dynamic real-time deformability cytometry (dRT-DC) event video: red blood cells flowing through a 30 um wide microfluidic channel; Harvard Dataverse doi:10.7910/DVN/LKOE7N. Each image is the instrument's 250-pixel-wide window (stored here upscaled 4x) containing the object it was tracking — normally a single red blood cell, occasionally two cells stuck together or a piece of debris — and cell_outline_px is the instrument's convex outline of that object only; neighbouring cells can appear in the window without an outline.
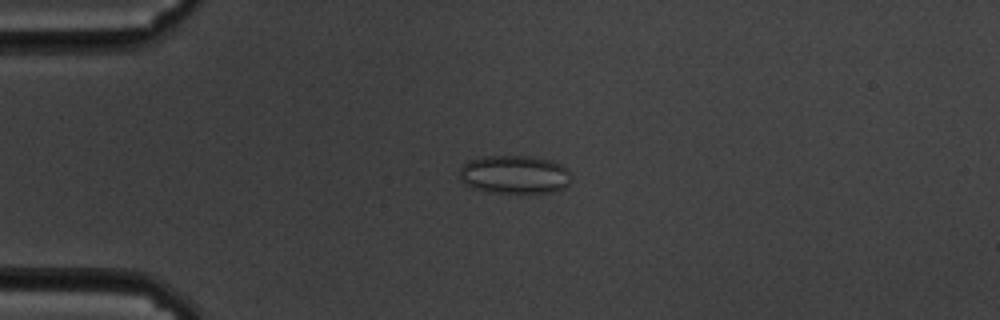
{"species": "common noctule bat (a hibernating species)", "species_latin": "Nyctalus noctula", "temperature_condition": "cold", "stored_images_in_passage": 59, "camera_frame_rate_fps": 3000, "um_per_image_px": 0.085, "animal": {"sex": "male", "body_mass_g": 19.5, "forearm_length_mm": 54.6}, "frame": {"image": 1, "passage_image": 14, "time_ms": 4.333, "image_size_px": [1000, 320], "cell_outline_px": [[572, 176], [568, 184], [564, 188], [552, 192], [488, 192], [472, 188], [464, 184], [460, 180], [460, 168], [468, 160], [484, 156], [532, 156], [552, 160], [560, 164]], "centroid_in_image_um": [43.71, 14.83], "position_along_channel_um": 41.3, "area_um2": 25.03}}
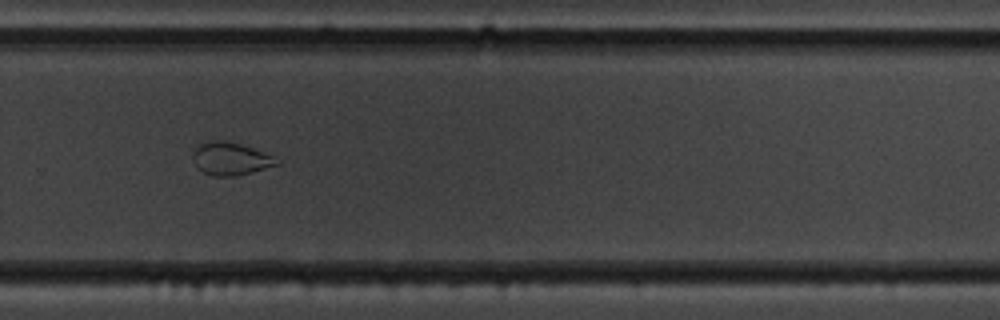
{"frame": {"image": 2, "passage_image": 40, "time_ms": 13.0, "image_size_px": [1000, 320], "cell_outline_px": [[280, 164], [236, 176], [212, 176], [196, 168], [192, 160], [192, 152], [200, 144], [212, 140], [224, 140], [240, 144], [276, 156], [280, 160]], "centroid_in_image_um": [19.59, 13.49], "position_along_channel_um": 310.2, "area_um2": 16.18}}
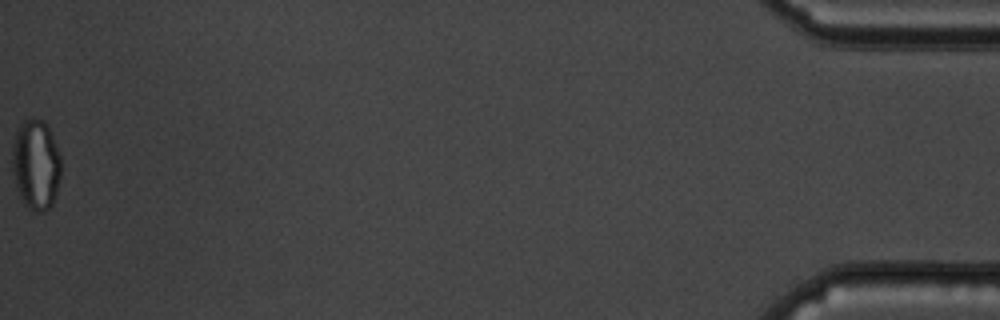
{"frame": {"image": 3, "passage_image": 59, "time_ms": 19.333, "image_size_px": [1000, 320], "cell_outline_px": [[60, 176], [56, 192], [52, 204], [44, 212], [36, 212], [24, 204], [20, 196], [12, 172], [12, 144], [16, 132], [28, 120], [44, 120], [52, 136], [60, 156]], "centroid_in_image_um": [3.04, 14.04], "position_along_channel_um": 432.2, "area_um2": 25.14}, "authors_computed_cell_mechanics": {"area_um2": 22.1952, "velocity_mm_per_s": 3.4197, "shape_relaxation_time_tau1_ms": null, "shape_relaxation_time_tau2_ms": 1.3068, "deformation_change_tau1": null, "deformation_change_tau2": 0.055}}